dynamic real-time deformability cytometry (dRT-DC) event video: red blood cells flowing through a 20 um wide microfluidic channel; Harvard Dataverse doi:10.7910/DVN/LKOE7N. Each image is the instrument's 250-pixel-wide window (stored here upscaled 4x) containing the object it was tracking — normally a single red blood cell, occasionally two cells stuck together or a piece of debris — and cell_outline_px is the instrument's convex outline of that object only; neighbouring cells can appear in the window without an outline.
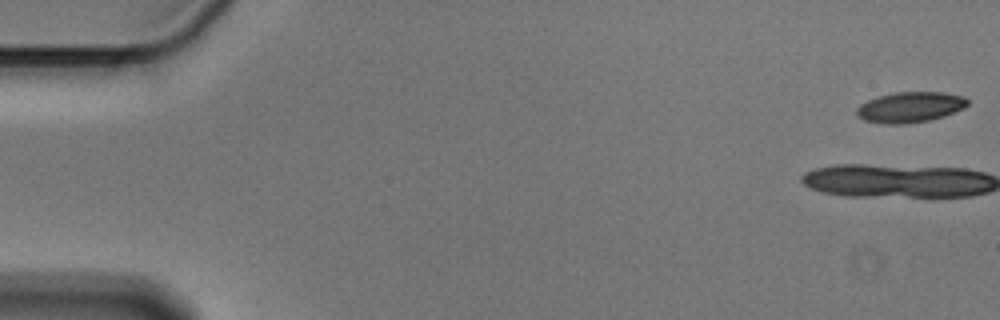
{"species": "Egyptian fruit bat (a non-hibernating species)", "species_latin": "Rousettus aegyptiacus", "temperature_condition": "cold", "stored_images_in_passage": 11, "camera_frame_rate_fps": 3000, "um_per_image_px": 0.085, "animal": {"sex": "male"}, "frame": {"image": 1, "passage_image": 1, "time_ms": 0.0, "image_size_px": [1000, 320], "cell_outline_px": [[968, 104], [964, 108], [944, 116], [928, 120], [904, 124], [884, 124], [864, 120], [856, 116], [856, 108], [860, 104], [868, 100], [880, 96], [896, 92], [944, 92], [964, 96], [968, 100]], "centroid_in_image_um": [77.35, 9.11], "position_along_channel_um": 7.6, "area_um2": 19.77}}